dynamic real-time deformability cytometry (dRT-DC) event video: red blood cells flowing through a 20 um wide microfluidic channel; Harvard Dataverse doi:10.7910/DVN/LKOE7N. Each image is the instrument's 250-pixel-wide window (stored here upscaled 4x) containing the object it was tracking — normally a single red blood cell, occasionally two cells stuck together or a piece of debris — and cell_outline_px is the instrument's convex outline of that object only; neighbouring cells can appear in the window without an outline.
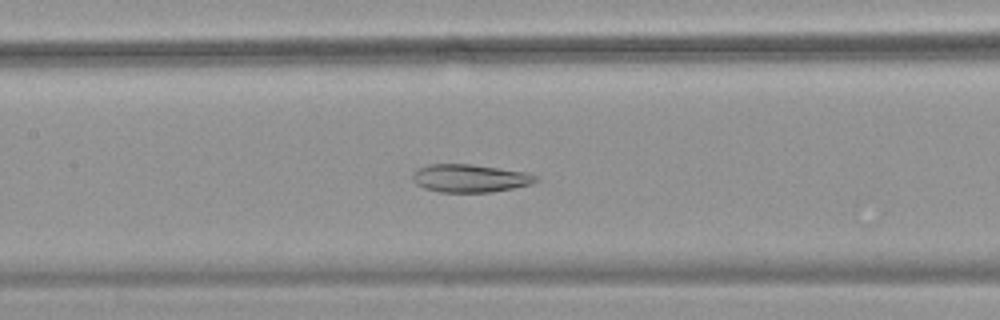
{"species": "common noctule bat (a hibernating species)", "species_latin": "Nyctalus noctula", "temperature_condition": "warm", "stored_images_in_passage": 35, "camera_frame_rate_fps": 3000, "um_per_image_px": 0.085, "animal": {"sex": "female", "body_mass_g": 18.4}, "frame": {"image": 1, "passage_image": 9, "time_ms": 2.667, "image_size_px": [1000, 320], "cell_outline_px": [[540, 180], [528, 184], [512, 188], [492, 192], [440, 192], [424, 188], [416, 184], [412, 180], [412, 176], [420, 168], [428, 164], [472, 164], [528, 172], [540, 176]], "centroid_in_image_um": [39.99, 15.15], "position_along_channel_um": 167.4, "area_um2": 20.11}}
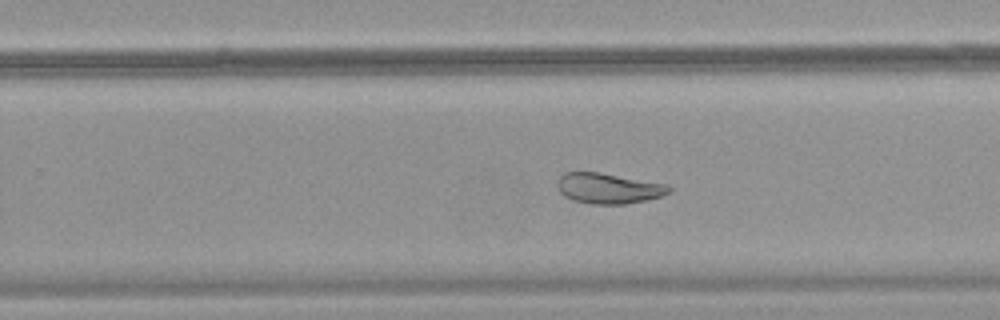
{"frame": {"image": 2, "passage_image": 18, "time_ms": 5.667, "image_size_px": [1000, 320], "cell_outline_px": [[672, 192], [660, 196], [628, 204], [592, 204], [572, 200], [564, 196], [560, 192], [556, 184], [560, 176], [564, 172], [600, 172], [668, 184], [672, 188]], "centroid_in_image_um": [51.72, 16.0], "position_along_channel_um": 278.1, "area_um2": 20.0}}
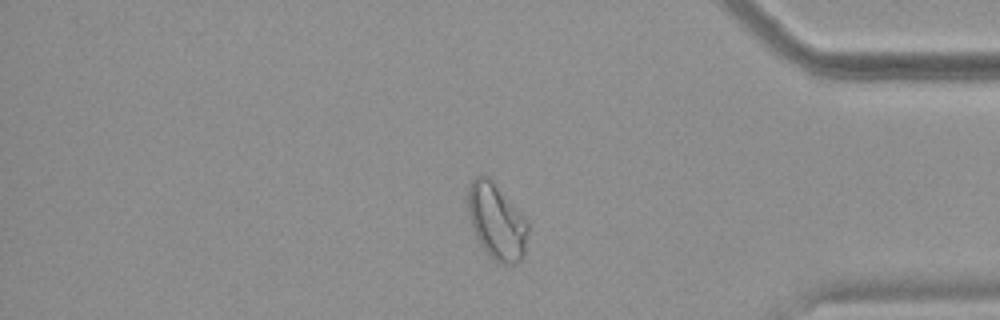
{"frame": {"image": 3, "passage_image": 29, "time_ms": 9.333, "image_size_px": [1000, 320], "cell_outline_px": [[528, 232], [524, 256], [516, 264], [500, 264], [476, 240], [472, 228], [468, 212], [468, 184], [476, 176], [488, 176], [528, 220]], "centroid_in_image_um": [42.22, 18.83], "position_along_channel_um": 393.0, "area_um2": 26.53}}